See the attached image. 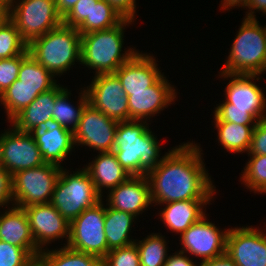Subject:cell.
<instances>
[{
	"label": "cell",
	"instance_id": "cell-43",
	"mask_svg": "<svg viewBox=\"0 0 266 266\" xmlns=\"http://www.w3.org/2000/svg\"><path fill=\"white\" fill-rule=\"evenodd\" d=\"M197 261L198 260H194L186 253L177 250L172 253V255L170 254L168 256L165 266H199L200 263Z\"/></svg>",
	"mask_w": 266,
	"mask_h": 266
},
{
	"label": "cell",
	"instance_id": "cell-15",
	"mask_svg": "<svg viewBox=\"0 0 266 266\" xmlns=\"http://www.w3.org/2000/svg\"><path fill=\"white\" fill-rule=\"evenodd\" d=\"M265 229L252 225L230 227L226 240V253L236 266H266Z\"/></svg>",
	"mask_w": 266,
	"mask_h": 266
},
{
	"label": "cell",
	"instance_id": "cell-40",
	"mask_svg": "<svg viewBox=\"0 0 266 266\" xmlns=\"http://www.w3.org/2000/svg\"><path fill=\"white\" fill-rule=\"evenodd\" d=\"M248 155H266V119L256 123Z\"/></svg>",
	"mask_w": 266,
	"mask_h": 266
},
{
	"label": "cell",
	"instance_id": "cell-21",
	"mask_svg": "<svg viewBox=\"0 0 266 266\" xmlns=\"http://www.w3.org/2000/svg\"><path fill=\"white\" fill-rule=\"evenodd\" d=\"M0 240L23 248L34 260L41 252L35 245L24 208L15 205L0 210Z\"/></svg>",
	"mask_w": 266,
	"mask_h": 266
},
{
	"label": "cell",
	"instance_id": "cell-44",
	"mask_svg": "<svg viewBox=\"0 0 266 266\" xmlns=\"http://www.w3.org/2000/svg\"><path fill=\"white\" fill-rule=\"evenodd\" d=\"M245 18L257 19L256 13L262 12L261 14L266 15V0H249L248 6L245 9Z\"/></svg>",
	"mask_w": 266,
	"mask_h": 266
},
{
	"label": "cell",
	"instance_id": "cell-38",
	"mask_svg": "<svg viewBox=\"0 0 266 266\" xmlns=\"http://www.w3.org/2000/svg\"><path fill=\"white\" fill-rule=\"evenodd\" d=\"M92 1L78 0L72 10L63 18V24L77 28L84 20H90Z\"/></svg>",
	"mask_w": 266,
	"mask_h": 266
},
{
	"label": "cell",
	"instance_id": "cell-17",
	"mask_svg": "<svg viewBox=\"0 0 266 266\" xmlns=\"http://www.w3.org/2000/svg\"><path fill=\"white\" fill-rule=\"evenodd\" d=\"M31 228L35 245L42 251L60 239L66 246L69 240L70 223L51 204H35L24 208Z\"/></svg>",
	"mask_w": 266,
	"mask_h": 266
},
{
	"label": "cell",
	"instance_id": "cell-39",
	"mask_svg": "<svg viewBox=\"0 0 266 266\" xmlns=\"http://www.w3.org/2000/svg\"><path fill=\"white\" fill-rule=\"evenodd\" d=\"M213 121H224L239 125H256L258 122L249 112L239 110H214Z\"/></svg>",
	"mask_w": 266,
	"mask_h": 266
},
{
	"label": "cell",
	"instance_id": "cell-22",
	"mask_svg": "<svg viewBox=\"0 0 266 266\" xmlns=\"http://www.w3.org/2000/svg\"><path fill=\"white\" fill-rule=\"evenodd\" d=\"M31 134L35 138L45 163L63 167L64 160L68 156L70 157L76 149L73 132L61 125L50 124L44 128L34 130Z\"/></svg>",
	"mask_w": 266,
	"mask_h": 266
},
{
	"label": "cell",
	"instance_id": "cell-8",
	"mask_svg": "<svg viewBox=\"0 0 266 266\" xmlns=\"http://www.w3.org/2000/svg\"><path fill=\"white\" fill-rule=\"evenodd\" d=\"M218 74V78L229 81L224 87V100L216 104L214 110L247 111L258 122L266 119L265 91L256 84L258 80H262L261 75L224 72H218Z\"/></svg>",
	"mask_w": 266,
	"mask_h": 266
},
{
	"label": "cell",
	"instance_id": "cell-7",
	"mask_svg": "<svg viewBox=\"0 0 266 266\" xmlns=\"http://www.w3.org/2000/svg\"><path fill=\"white\" fill-rule=\"evenodd\" d=\"M8 18L28 44L63 23L54 0H14L8 5Z\"/></svg>",
	"mask_w": 266,
	"mask_h": 266
},
{
	"label": "cell",
	"instance_id": "cell-35",
	"mask_svg": "<svg viewBox=\"0 0 266 266\" xmlns=\"http://www.w3.org/2000/svg\"><path fill=\"white\" fill-rule=\"evenodd\" d=\"M102 266H140L136 243L110 250L102 259Z\"/></svg>",
	"mask_w": 266,
	"mask_h": 266
},
{
	"label": "cell",
	"instance_id": "cell-49",
	"mask_svg": "<svg viewBox=\"0 0 266 266\" xmlns=\"http://www.w3.org/2000/svg\"><path fill=\"white\" fill-rule=\"evenodd\" d=\"M29 266H43L42 263L37 259L34 260Z\"/></svg>",
	"mask_w": 266,
	"mask_h": 266
},
{
	"label": "cell",
	"instance_id": "cell-46",
	"mask_svg": "<svg viewBox=\"0 0 266 266\" xmlns=\"http://www.w3.org/2000/svg\"><path fill=\"white\" fill-rule=\"evenodd\" d=\"M59 15L64 18L75 6L78 0H54Z\"/></svg>",
	"mask_w": 266,
	"mask_h": 266
},
{
	"label": "cell",
	"instance_id": "cell-5",
	"mask_svg": "<svg viewBox=\"0 0 266 266\" xmlns=\"http://www.w3.org/2000/svg\"><path fill=\"white\" fill-rule=\"evenodd\" d=\"M243 17L220 72L264 75L266 67V25Z\"/></svg>",
	"mask_w": 266,
	"mask_h": 266
},
{
	"label": "cell",
	"instance_id": "cell-2",
	"mask_svg": "<svg viewBox=\"0 0 266 266\" xmlns=\"http://www.w3.org/2000/svg\"><path fill=\"white\" fill-rule=\"evenodd\" d=\"M149 124L136 120L118 122L113 153L131 176H147L165 155H161L162 145Z\"/></svg>",
	"mask_w": 266,
	"mask_h": 266
},
{
	"label": "cell",
	"instance_id": "cell-47",
	"mask_svg": "<svg viewBox=\"0 0 266 266\" xmlns=\"http://www.w3.org/2000/svg\"><path fill=\"white\" fill-rule=\"evenodd\" d=\"M248 1L249 0H221V4H219L220 10L222 11H230V9L233 8H243L245 10V8H247L248 6ZM238 6V7H237Z\"/></svg>",
	"mask_w": 266,
	"mask_h": 266
},
{
	"label": "cell",
	"instance_id": "cell-45",
	"mask_svg": "<svg viewBox=\"0 0 266 266\" xmlns=\"http://www.w3.org/2000/svg\"><path fill=\"white\" fill-rule=\"evenodd\" d=\"M199 266H236V264L227 253H224L214 259L200 262Z\"/></svg>",
	"mask_w": 266,
	"mask_h": 266
},
{
	"label": "cell",
	"instance_id": "cell-36",
	"mask_svg": "<svg viewBox=\"0 0 266 266\" xmlns=\"http://www.w3.org/2000/svg\"><path fill=\"white\" fill-rule=\"evenodd\" d=\"M33 261L23 248L0 240V266H29Z\"/></svg>",
	"mask_w": 266,
	"mask_h": 266
},
{
	"label": "cell",
	"instance_id": "cell-1",
	"mask_svg": "<svg viewBox=\"0 0 266 266\" xmlns=\"http://www.w3.org/2000/svg\"><path fill=\"white\" fill-rule=\"evenodd\" d=\"M200 147L191 139L171 147L147 174L152 206L183 200H214L218 192Z\"/></svg>",
	"mask_w": 266,
	"mask_h": 266
},
{
	"label": "cell",
	"instance_id": "cell-11",
	"mask_svg": "<svg viewBox=\"0 0 266 266\" xmlns=\"http://www.w3.org/2000/svg\"><path fill=\"white\" fill-rule=\"evenodd\" d=\"M7 126L11 128L0 131V165L11 175L43 165L45 161L34 136L17 130L11 124Z\"/></svg>",
	"mask_w": 266,
	"mask_h": 266
},
{
	"label": "cell",
	"instance_id": "cell-32",
	"mask_svg": "<svg viewBox=\"0 0 266 266\" xmlns=\"http://www.w3.org/2000/svg\"><path fill=\"white\" fill-rule=\"evenodd\" d=\"M124 19L106 0L92 1L90 20H84L77 30L80 34L115 27Z\"/></svg>",
	"mask_w": 266,
	"mask_h": 266
},
{
	"label": "cell",
	"instance_id": "cell-13",
	"mask_svg": "<svg viewBox=\"0 0 266 266\" xmlns=\"http://www.w3.org/2000/svg\"><path fill=\"white\" fill-rule=\"evenodd\" d=\"M84 87L88 103L118 122L129 121L128 97L115 73L94 75Z\"/></svg>",
	"mask_w": 266,
	"mask_h": 266
},
{
	"label": "cell",
	"instance_id": "cell-6",
	"mask_svg": "<svg viewBox=\"0 0 266 266\" xmlns=\"http://www.w3.org/2000/svg\"><path fill=\"white\" fill-rule=\"evenodd\" d=\"M101 200L102 196L83 167L77 171L62 167L50 203L69 223Z\"/></svg>",
	"mask_w": 266,
	"mask_h": 266
},
{
	"label": "cell",
	"instance_id": "cell-9",
	"mask_svg": "<svg viewBox=\"0 0 266 266\" xmlns=\"http://www.w3.org/2000/svg\"><path fill=\"white\" fill-rule=\"evenodd\" d=\"M62 167L44 163L12 175L13 202L20 208L50 203Z\"/></svg>",
	"mask_w": 266,
	"mask_h": 266
},
{
	"label": "cell",
	"instance_id": "cell-27",
	"mask_svg": "<svg viewBox=\"0 0 266 266\" xmlns=\"http://www.w3.org/2000/svg\"><path fill=\"white\" fill-rule=\"evenodd\" d=\"M217 129L218 146L227 152L236 154L247 153L251 144L255 125H239L224 121H211ZM214 122V124H213Z\"/></svg>",
	"mask_w": 266,
	"mask_h": 266
},
{
	"label": "cell",
	"instance_id": "cell-30",
	"mask_svg": "<svg viewBox=\"0 0 266 266\" xmlns=\"http://www.w3.org/2000/svg\"><path fill=\"white\" fill-rule=\"evenodd\" d=\"M39 95V87H28L14 81L1 95L0 105L5 109L9 123L20 111L26 108Z\"/></svg>",
	"mask_w": 266,
	"mask_h": 266
},
{
	"label": "cell",
	"instance_id": "cell-50",
	"mask_svg": "<svg viewBox=\"0 0 266 266\" xmlns=\"http://www.w3.org/2000/svg\"><path fill=\"white\" fill-rule=\"evenodd\" d=\"M14 0H0V4L2 5H9L10 3H12Z\"/></svg>",
	"mask_w": 266,
	"mask_h": 266
},
{
	"label": "cell",
	"instance_id": "cell-25",
	"mask_svg": "<svg viewBox=\"0 0 266 266\" xmlns=\"http://www.w3.org/2000/svg\"><path fill=\"white\" fill-rule=\"evenodd\" d=\"M138 218L134 215L116 210L105 205L104 232L107 240L108 252L113 249L125 247L135 243L131 237V230ZM133 227V228H132Z\"/></svg>",
	"mask_w": 266,
	"mask_h": 266
},
{
	"label": "cell",
	"instance_id": "cell-42",
	"mask_svg": "<svg viewBox=\"0 0 266 266\" xmlns=\"http://www.w3.org/2000/svg\"><path fill=\"white\" fill-rule=\"evenodd\" d=\"M121 16L136 21L137 0H106Z\"/></svg>",
	"mask_w": 266,
	"mask_h": 266
},
{
	"label": "cell",
	"instance_id": "cell-48",
	"mask_svg": "<svg viewBox=\"0 0 266 266\" xmlns=\"http://www.w3.org/2000/svg\"><path fill=\"white\" fill-rule=\"evenodd\" d=\"M8 18V6L0 4V26Z\"/></svg>",
	"mask_w": 266,
	"mask_h": 266
},
{
	"label": "cell",
	"instance_id": "cell-10",
	"mask_svg": "<svg viewBox=\"0 0 266 266\" xmlns=\"http://www.w3.org/2000/svg\"><path fill=\"white\" fill-rule=\"evenodd\" d=\"M104 198L70 222L67 247L103 259L108 254L104 232Z\"/></svg>",
	"mask_w": 266,
	"mask_h": 266
},
{
	"label": "cell",
	"instance_id": "cell-4",
	"mask_svg": "<svg viewBox=\"0 0 266 266\" xmlns=\"http://www.w3.org/2000/svg\"><path fill=\"white\" fill-rule=\"evenodd\" d=\"M28 51L55 78H59L67 71H73L75 62L81 64V34L77 28L62 23L33 39L28 44Z\"/></svg>",
	"mask_w": 266,
	"mask_h": 266
},
{
	"label": "cell",
	"instance_id": "cell-16",
	"mask_svg": "<svg viewBox=\"0 0 266 266\" xmlns=\"http://www.w3.org/2000/svg\"><path fill=\"white\" fill-rule=\"evenodd\" d=\"M163 74L144 91L131 92L128 97L129 121L152 122L151 118L173 105L177 99V88ZM176 88V89H175Z\"/></svg>",
	"mask_w": 266,
	"mask_h": 266
},
{
	"label": "cell",
	"instance_id": "cell-26",
	"mask_svg": "<svg viewBox=\"0 0 266 266\" xmlns=\"http://www.w3.org/2000/svg\"><path fill=\"white\" fill-rule=\"evenodd\" d=\"M79 91L77 104L72 103L74 102L73 100L71 101L72 93L68 88L56 98L53 108V124L61 125L72 132L77 129L83 109L88 104V97L84 87L80 88Z\"/></svg>",
	"mask_w": 266,
	"mask_h": 266
},
{
	"label": "cell",
	"instance_id": "cell-41",
	"mask_svg": "<svg viewBox=\"0 0 266 266\" xmlns=\"http://www.w3.org/2000/svg\"><path fill=\"white\" fill-rule=\"evenodd\" d=\"M11 205H14L12 175L0 165V210Z\"/></svg>",
	"mask_w": 266,
	"mask_h": 266
},
{
	"label": "cell",
	"instance_id": "cell-18",
	"mask_svg": "<svg viewBox=\"0 0 266 266\" xmlns=\"http://www.w3.org/2000/svg\"><path fill=\"white\" fill-rule=\"evenodd\" d=\"M106 204L119 211L128 212L139 219L152 205L150 183L147 176H130L125 182L105 192ZM148 208V209H147Z\"/></svg>",
	"mask_w": 266,
	"mask_h": 266
},
{
	"label": "cell",
	"instance_id": "cell-28",
	"mask_svg": "<svg viewBox=\"0 0 266 266\" xmlns=\"http://www.w3.org/2000/svg\"><path fill=\"white\" fill-rule=\"evenodd\" d=\"M38 260L43 266H102L100 257L75 251L67 246L42 250Z\"/></svg>",
	"mask_w": 266,
	"mask_h": 266
},
{
	"label": "cell",
	"instance_id": "cell-34",
	"mask_svg": "<svg viewBox=\"0 0 266 266\" xmlns=\"http://www.w3.org/2000/svg\"><path fill=\"white\" fill-rule=\"evenodd\" d=\"M28 52V43L21 37L15 24L7 18L0 26V59Z\"/></svg>",
	"mask_w": 266,
	"mask_h": 266
},
{
	"label": "cell",
	"instance_id": "cell-12",
	"mask_svg": "<svg viewBox=\"0 0 266 266\" xmlns=\"http://www.w3.org/2000/svg\"><path fill=\"white\" fill-rule=\"evenodd\" d=\"M208 215L192 224L178 238L182 246L179 251L192 255L193 259L198 258L199 262L214 259L226 253V240L230 227L222 230L215 223L210 222Z\"/></svg>",
	"mask_w": 266,
	"mask_h": 266
},
{
	"label": "cell",
	"instance_id": "cell-24",
	"mask_svg": "<svg viewBox=\"0 0 266 266\" xmlns=\"http://www.w3.org/2000/svg\"><path fill=\"white\" fill-rule=\"evenodd\" d=\"M91 159L93 160L83 168L88 172L94 187L101 196H104L103 190L108 192L131 176L118 162L113 152L98 153Z\"/></svg>",
	"mask_w": 266,
	"mask_h": 266
},
{
	"label": "cell",
	"instance_id": "cell-37",
	"mask_svg": "<svg viewBox=\"0 0 266 266\" xmlns=\"http://www.w3.org/2000/svg\"><path fill=\"white\" fill-rule=\"evenodd\" d=\"M21 55L0 59V95L18 79Z\"/></svg>",
	"mask_w": 266,
	"mask_h": 266
},
{
	"label": "cell",
	"instance_id": "cell-23",
	"mask_svg": "<svg viewBox=\"0 0 266 266\" xmlns=\"http://www.w3.org/2000/svg\"><path fill=\"white\" fill-rule=\"evenodd\" d=\"M212 201L214 200H183L160 204L157 206L163 207L160 208L157 217L163 222V226L171 231L170 233L181 235L206 215L207 204L211 205Z\"/></svg>",
	"mask_w": 266,
	"mask_h": 266
},
{
	"label": "cell",
	"instance_id": "cell-31",
	"mask_svg": "<svg viewBox=\"0 0 266 266\" xmlns=\"http://www.w3.org/2000/svg\"><path fill=\"white\" fill-rule=\"evenodd\" d=\"M167 241L170 242L161 232L149 233L142 240L136 239L140 266H165L169 256Z\"/></svg>",
	"mask_w": 266,
	"mask_h": 266
},
{
	"label": "cell",
	"instance_id": "cell-19",
	"mask_svg": "<svg viewBox=\"0 0 266 266\" xmlns=\"http://www.w3.org/2000/svg\"><path fill=\"white\" fill-rule=\"evenodd\" d=\"M154 54L140 50L114 73L118 76L126 95L144 91L152 86L163 74Z\"/></svg>",
	"mask_w": 266,
	"mask_h": 266
},
{
	"label": "cell",
	"instance_id": "cell-20",
	"mask_svg": "<svg viewBox=\"0 0 266 266\" xmlns=\"http://www.w3.org/2000/svg\"><path fill=\"white\" fill-rule=\"evenodd\" d=\"M67 87L59 82L52 89L39 94L9 124L13 125L19 131L29 133L53 124L55 100Z\"/></svg>",
	"mask_w": 266,
	"mask_h": 266
},
{
	"label": "cell",
	"instance_id": "cell-29",
	"mask_svg": "<svg viewBox=\"0 0 266 266\" xmlns=\"http://www.w3.org/2000/svg\"><path fill=\"white\" fill-rule=\"evenodd\" d=\"M18 80L24 86L39 87V94L52 89L59 82L29 54V51L21 54Z\"/></svg>",
	"mask_w": 266,
	"mask_h": 266
},
{
	"label": "cell",
	"instance_id": "cell-3",
	"mask_svg": "<svg viewBox=\"0 0 266 266\" xmlns=\"http://www.w3.org/2000/svg\"><path fill=\"white\" fill-rule=\"evenodd\" d=\"M134 20L124 18L113 28L81 35V65L93 74L114 73L139 50L124 46L125 28ZM123 47H125L123 51Z\"/></svg>",
	"mask_w": 266,
	"mask_h": 266
},
{
	"label": "cell",
	"instance_id": "cell-33",
	"mask_svg": "<svg viewBox=\"0 0 266 266\" xmlns=\"http://www.w3.org/2000/svg\"><path fill=\"white\" fill-rule=\"evenodd\" d=\"M250 157L240 173V182L250 192L266 193V155H248Z\"/></svg>",
	"mask_w": 266,
	"mask_h": 266
},
{
	"label": "cell",
	"instance_id": "cell-14",
	"mask_svg": "<svg viewBox=\"0 0 266 266\" xmlns=\"http://www.w3.org/2000/svg\"><path fill=\"white\" fill-rule=\"evenodd\" d=\"M118 121L107 117L89 103L83 109L77 129L73 132L75 147L92 149L96 153L113 152Z\"/></svg>",
	"mask_w": 266,
	"mask_h": 266
}]
</instances>
